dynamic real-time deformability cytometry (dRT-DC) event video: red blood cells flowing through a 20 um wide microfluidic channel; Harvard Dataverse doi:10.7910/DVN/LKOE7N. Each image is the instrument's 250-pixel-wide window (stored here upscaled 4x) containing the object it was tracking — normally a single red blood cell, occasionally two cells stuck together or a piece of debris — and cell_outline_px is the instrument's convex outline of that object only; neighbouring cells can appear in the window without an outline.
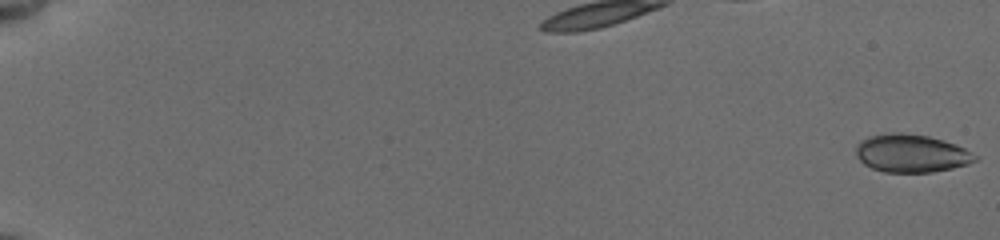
{"species": "common noctule bat (a hibernating species)", "species_latin": "Nyctalus noctula", "temperature_condition": "cold", "stored_images_in_passage": 20, "camera_frame_rate_fps": 3000, "um_per_image_px": 0.085, "animal": {"sex": "female", "body_mass_g": 19.5, "forearm_length_mm": 54.1}, "frame": {"image": 1, "passage_image": 1, "time_ms": 0.0, "image_size_px": [1000, 240], "cell_outline_px": [[980, 156], [976, 160], [968, 164], [952, 168], [932, 172], [884, 172], [872, 168], [864, 164], [860, 160], [856, 152], [856, 144], [860, 140], [868, 136], [892, 132], [900, 132], [928, 136], [944, 140], [956, 144]], "centroid_in_image_um": [77.47, 13.02], "position_along_channel_um": 7.5, "area_um2": 26.53}}